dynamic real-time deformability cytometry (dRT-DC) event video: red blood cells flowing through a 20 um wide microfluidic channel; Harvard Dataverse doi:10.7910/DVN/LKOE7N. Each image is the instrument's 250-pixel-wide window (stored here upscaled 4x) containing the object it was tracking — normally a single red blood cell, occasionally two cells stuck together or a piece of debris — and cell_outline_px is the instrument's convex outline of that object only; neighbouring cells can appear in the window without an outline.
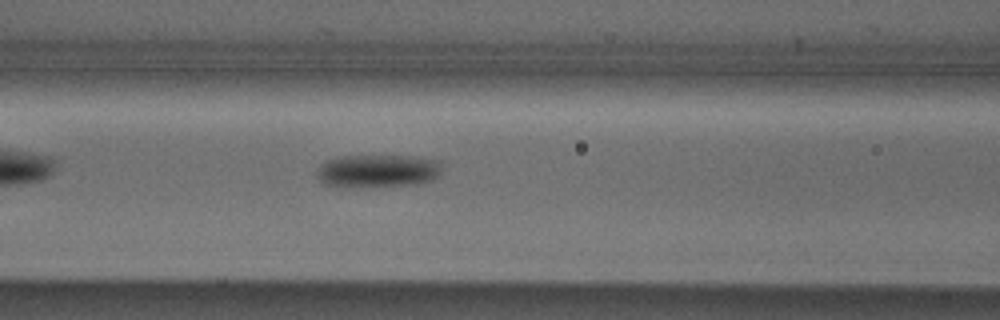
{"species": "Egyptian fruit bat (a non-hibernating species)", "species_latin": "Rousettus aegyptiacus", "temperature_condition": "cold", "stored_images_in_passage": 37, "camera_frame_rate_fps": 3000, "um_per_image_px": 0.085, "animal": {"sex": "male"}, "frame": {"image": 1, "passage_image": 6, "time_ms": 1.667, "image_size_px": [1000, 320], "cell_outline_px": [[440, 172], [432, 180], [416, 184], [364, 188], [324, 184], [316, 176], [316, 172], [320, 164], [328, 160], [340, 156], [412, 156], [440, 160]], "centroid_in_image_um": [32.09, 14.53], "position_along_channel_um": 134.5, "area_um2": 24.22}}
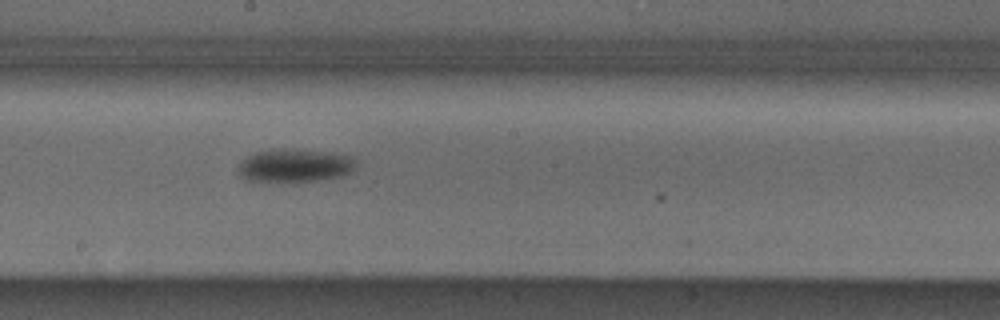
{"frame": {"image": 2, "passage_image": 13, "time_ms": 4.0, "image_size_px": [1000, 320], "cell_outline_px": [[360, 160], [356, 168], [340, 176], [320, 180], [292, 184], [248, 180], [240, 176], [240, 164], [248, 156], [256, 152], [272, 148], [284, 148], [324, 152], [352, 156]], "centroid_in_image_um": [25.1, 14.1], "position_along_channel_um": 223.1, "area_um2": 23.35}}
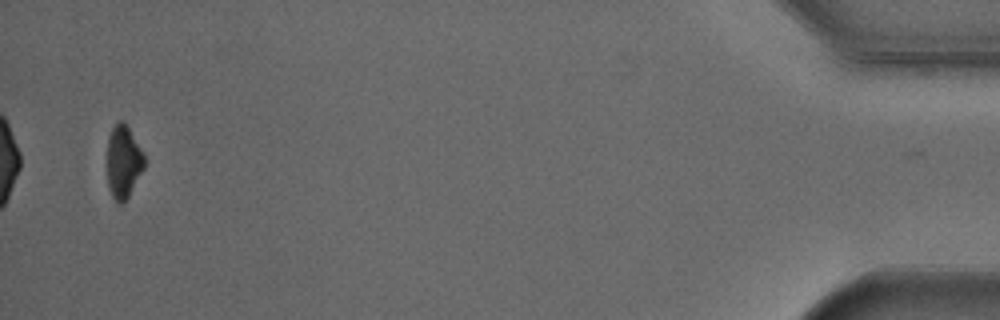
{"frame": {"image": 3, "passage_image": 36, "time_ms": 11.667, "image_size_px": [1000, 320], "cell_outline_px": [[148, 160], [144, 168], [128, 196], [120, 204], [116, 204], [108, 188], [108, 136], [112, 128], [120, 120], [124, 120]], "centroid_in_image_um": [10.51, 13.74], "position_along_channel_um": 424.7, "area_um2": 15.84}, "authors_computed_cell_mechanics": {"area_um2": 21.5016, "velocity_mm_per_s": 3.8092, "shape_relaxation_time_tau1_ms": 1.6121, "shape_relaxation_time_tau2_ms": null, "deformation_change_tau1": 0.0722, "deformation_change_tau2": null}}